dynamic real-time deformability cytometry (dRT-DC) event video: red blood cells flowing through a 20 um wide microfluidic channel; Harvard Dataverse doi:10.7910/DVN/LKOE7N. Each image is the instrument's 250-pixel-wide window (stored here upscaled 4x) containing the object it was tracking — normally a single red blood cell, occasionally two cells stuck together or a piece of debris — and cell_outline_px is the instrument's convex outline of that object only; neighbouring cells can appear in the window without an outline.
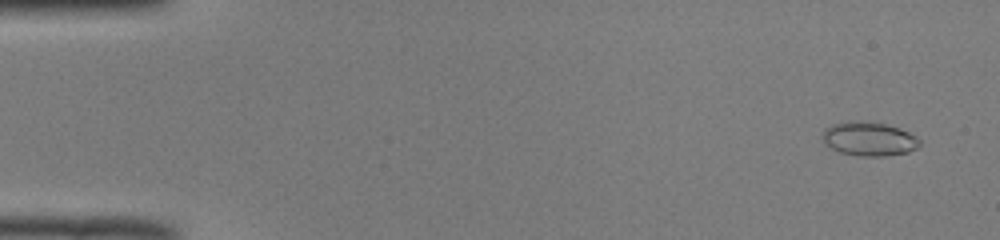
{"species": "common noctule bat (a hibernating species)", "species_latin": "Nyctalus noctula", "temperature_condition": "room temperature", "stored_images_in_passage": 52, "camera_frame_rate_fps": 3000, "um_per_image_px": 0.085, "animal": {"sex": "male", "body_mass_g": 19.0, "forearm_length_mm": 50.8}, "frame": {"image": 1, "passage_image": 3, "time_ms": 0.667, "image_size_px": [1000, 240], "cell_outline_px": [[920, 144], [916, 148], [908, 152], [884, 156], [860, 156], [840, 152], [824, 144], [824, 128], [832, 124], [884, 124], [900, 128], [916, 136], [920, 140]], "centroid_in_image_um": [73.91, 11.86], "position_along_channel_um": 11.1, "area_um2": 18.32}}
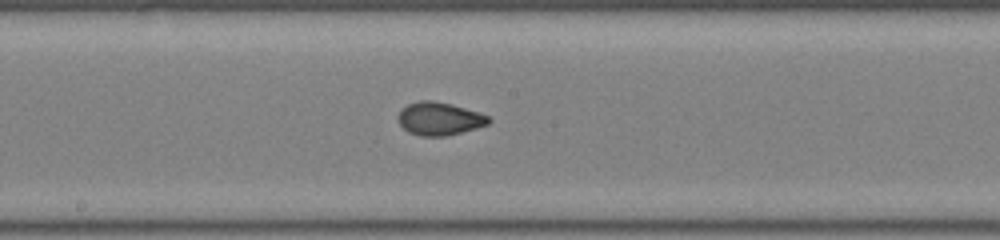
{"frame": {"image": 2, "passage_image": 28, "time_ms": 9.0, "image_size_px": [1000, 240], "cell_outline_px": [[492, 120], [488, 124], [476, 128], [444, 136], [420, 136], [408, 132], [400, 124], [396, 116], [400, 108], [408, 104], [420, 100], [432, 100], [452, 104], [480, 112], [488, 116]], "centroid_in_image_um": [37.32, 10.07], "position_along_channel_um": 210.9, "area_um2": 17.57}}
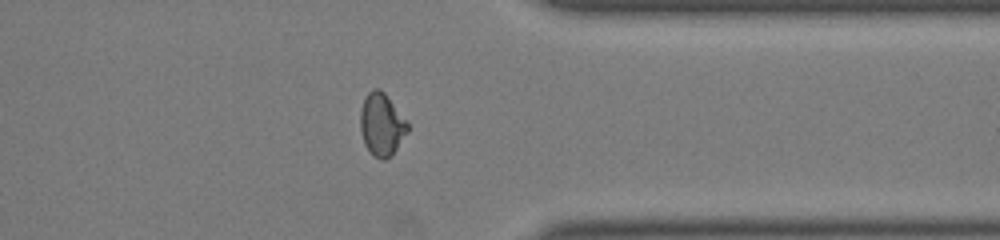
{"frame": {"image": 3, "passage_image": 41, "time_ms": 13.333, "image_size_px": [1000, 240], "cell_outline_px": [[408, 132], [396, 148], [384, 160], [380, 160], [372, 156], [364, 144], [360, 128], [360, 112], [364, 100], [368, 92], [372, 88], [380, 88], [384, 92], [408, 120]], "centroid_in_image_um": [32.44, 10.56], "position_along_channel_um": 379.0, "area_um2": 17.34}}